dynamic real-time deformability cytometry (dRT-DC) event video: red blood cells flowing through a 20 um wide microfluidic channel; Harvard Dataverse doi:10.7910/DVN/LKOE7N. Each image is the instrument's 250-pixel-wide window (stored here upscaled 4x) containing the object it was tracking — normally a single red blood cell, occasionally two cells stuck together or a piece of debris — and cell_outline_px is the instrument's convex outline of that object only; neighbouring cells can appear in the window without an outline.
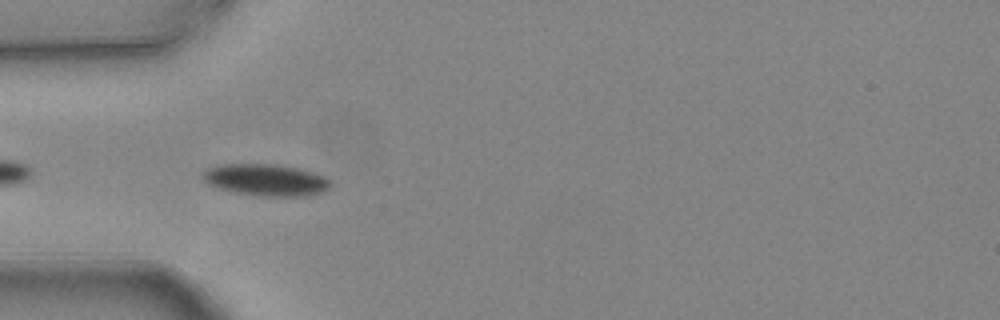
{"species": "common noctule bat (a hibernating species)", "species_latin": "Nyctalus noctula", "temperature_condition": "warm", "stored_images_in_passage": 5, "camera_frame_rate_fps": 3000, "um_per_image_px": 0.085, "animal": {"sex": "female", "body_mass_g": 24.6, "forearm_length_mm": 56.2}, "frame": {"image": 1, "passage_image": 4, "time_ms": 1.0, "image_size_px": [1000, 320], "cell_outline_px": [[332, 184], [324, 192], [312, 196], [264, 196], [236, 192], [216, 188], [208, 184], [200, 176], [208, 168], [220, 164], [276, 164], [300, 168], [324, 176]], "centroid_in_image_um": [22.61, 15.29], "position_along_channel_um": 62.4, "area_um2": 23.81}}
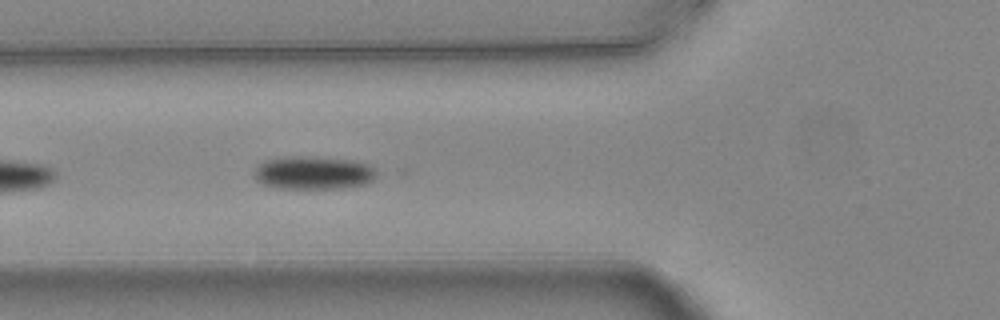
{"frame": {"image": 2, "passage_image": 5, "time_ms": 1.333, "image_size_px": [1000, 320], "cell_outline_px": [[376, 176], [372, 180], [364, 184], [344, 188], [272, 188], [256, 180], [252, 176], [256, 168], [260, 164], [268, 160], [296, 156], [356, 160], [368, 164], [376, 168]], "centroid_in_image_um": [26.66, 14.7], "position_along_channel_um": 99.1, "area_um2": 23.52}}